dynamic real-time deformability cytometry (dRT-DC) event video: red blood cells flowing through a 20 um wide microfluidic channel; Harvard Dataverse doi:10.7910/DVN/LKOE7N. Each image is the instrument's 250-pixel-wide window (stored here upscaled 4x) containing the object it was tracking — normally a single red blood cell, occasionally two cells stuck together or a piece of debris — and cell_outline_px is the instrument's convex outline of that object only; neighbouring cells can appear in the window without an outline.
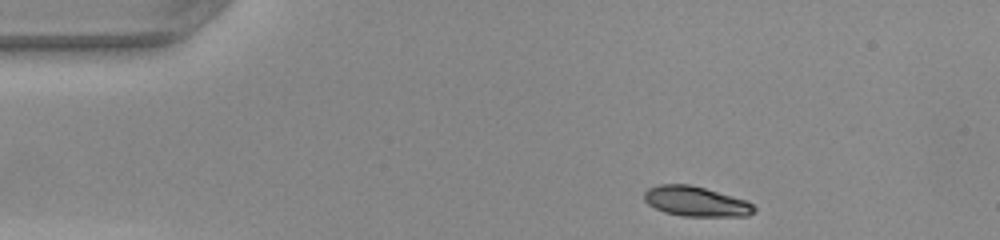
{"species": "common noctule bat (a hibernating species)", "species_latin": "Nyctalus noctula", "temperature_condition": "warm", "stored_images_in_passage": 35, "camera_frame_rate_fps": 3000, "um_per_image_px": 0.085, "animal": {"sex": "female", "body_mass_g": 22.0, "forearm_length_mm": 56.7}, "frame": {"image": 1, "passage_image": 1, "time_ms": 0.0, "image_size_px": [1000, 240], "cell_outline_px": [[756, 212], [748, 216], [680, 216], [664, 212], [648, 204], [644, 200], [644, 192], [648, 188], [660, 184], [692, 184], [748, 200], [756, 208]], "centroid_in_image_um": [59.18, 17.12], "position_along_channel_um": 25.8, "area_um2": 19.48}}
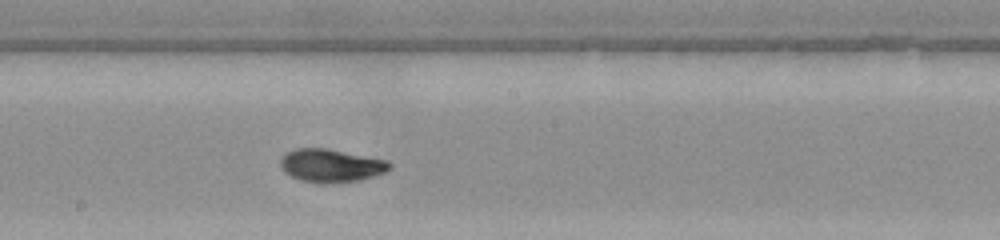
{"frame": {"image": 2, "passage_image": 20, "time_ms": 6.333, "image_size_px": [1000, 240], "cell_outline_px": [[392, 168], [384, 172], [360, 180], [324, 184], [300, 180], [284, 172], [280, 168], [280, 160], [288, 152], [296, 148], [328, 148], [388, 160], [392, 164]], "centroid_in_image_um": [28.15, 14.07], "position_along_channel_um": 220.1, "area_um2": 21.15}}
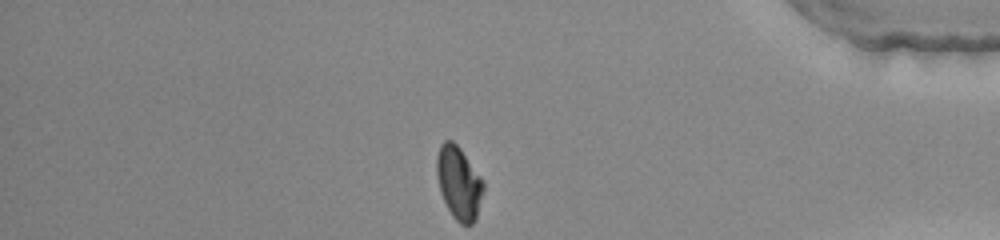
{"frame": {"image": 3, "passage_image": 35, "time_ms": 11.333, "image_size_px": [1000, 240], "cell_outline_px": [[484, 192], [476, 220], [472, 224], [460, 224], [452, 216], [440, 192], [436, 176], [436, 156], [440, 144], [444, 140], [452, 140], [460, 148], [480, 176], [484, 184]], "centroid_in_image_um": [38.99, 15.55], "position_along_channel_um": 396.2, "area_um2": 20.0}, "authors_computed_cell_mechanics": {"area_um2": 20.4612, "velocity_mm_per_s": 4.1638, "shape_relaxation_time_tau1_ms": 5.1054, "shape_relaxation_time_tau2_ms": 0.7533, "deformation_change_tau1": 0.2061, "deformation_change_tau2": 0.0339}}